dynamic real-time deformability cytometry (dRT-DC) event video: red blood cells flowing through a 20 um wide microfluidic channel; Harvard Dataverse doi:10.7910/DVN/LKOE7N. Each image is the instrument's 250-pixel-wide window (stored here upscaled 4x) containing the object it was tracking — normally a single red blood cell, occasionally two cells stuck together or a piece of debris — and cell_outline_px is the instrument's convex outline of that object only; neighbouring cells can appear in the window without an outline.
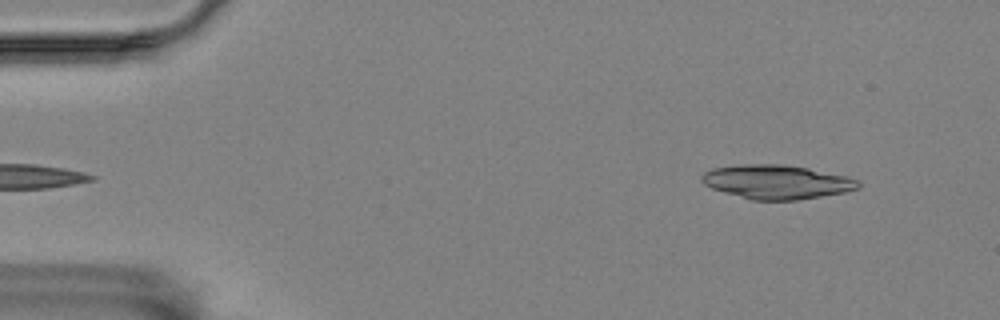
{"species": "Egyptian fruit bat (a non-hibernating species)", "species_latin": "Rousettus aegyptiacus", "temperature_condition": "room temperature", "stored_images_in_passage": 5, "segment_of_instrument_passage": [2, 2], "camera_frame_rate_fps": 3000, "um_per_image_px": 0.085, "animal": {"sex": "female"}, "frame": {"image": 1, "passage_image": 5, "time_ms": 4.667, "image_size_px": [1000, 320], "cell_outline_px": [[860, 188], [844, 192], [796, 200], [752, 200], [724, 192], [712, 188], [704, 184], [700, 180], [700, 176], [704, 172], [712, 168], [740, 164], [784, 164], [808, 168], [844, 176], [856, 180], [860, 184]], "centroid_in_image_um": [65.96, 15.45], "position_along_channel_um": 19.0, "area_um2": 30.87}}